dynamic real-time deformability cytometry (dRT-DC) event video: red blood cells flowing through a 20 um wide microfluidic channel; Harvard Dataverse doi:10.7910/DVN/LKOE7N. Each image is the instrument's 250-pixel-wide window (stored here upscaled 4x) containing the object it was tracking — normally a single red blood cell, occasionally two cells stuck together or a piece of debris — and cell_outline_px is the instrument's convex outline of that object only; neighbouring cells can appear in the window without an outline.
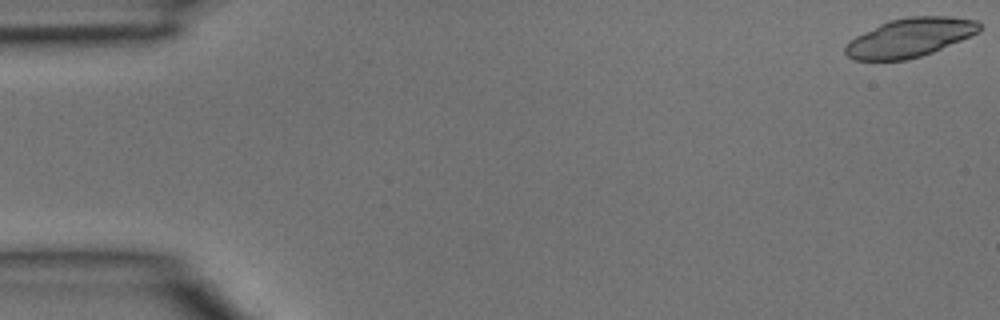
{"species": "common noctule bat (a hibernating species)", "species_latin": "Nyctalus noctula", "temperature_condition": "room temperature", "stored_images_in_passage": 3, "camera_frame_rate_fps": 3000, "um_per_image_px": 0.085, "animal": {"sex": "male", "body_mass_g": 15.6}, "frame": {"image": 1, "passage_image": 1, "time_ms": 0.0, "image_size_px": [1000, 320], "cell_outline_px": [[980, 32], [972, 36], [932, 52], [908, 60], [852, 60], [844, 52], [844, 44], [848, 40], [888, 20], [908, 16], [952, 16], [976, 20], [980, 24]], "centroid_in_image_um": [77.33, 3.19], "position_along_channel_um": 7.7, "area_um2": 30.58}}